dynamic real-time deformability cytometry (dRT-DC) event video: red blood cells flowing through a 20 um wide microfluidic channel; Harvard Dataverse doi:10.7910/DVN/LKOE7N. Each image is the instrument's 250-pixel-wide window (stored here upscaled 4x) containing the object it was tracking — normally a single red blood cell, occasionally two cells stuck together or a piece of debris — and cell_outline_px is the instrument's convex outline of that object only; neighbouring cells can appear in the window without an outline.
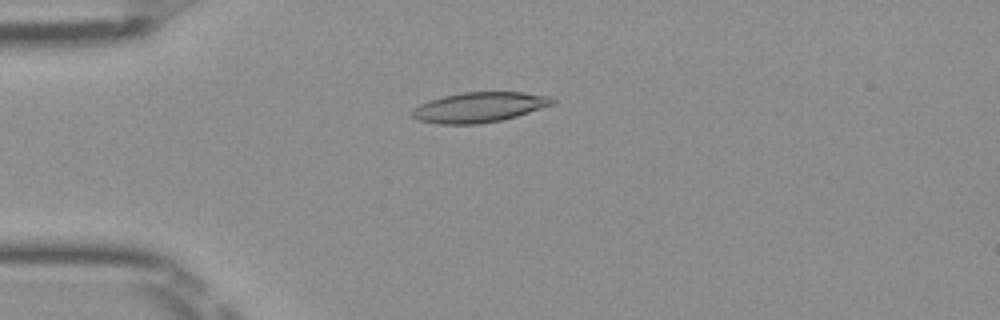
{"species": "Egyptian fruit bat (a non-hibernating species)", "species_latin": "Rousettus aegyptiacus", "temperature_condition": "room temperature", "stored_images_in_passage": 51, "camera_frame_rate_fps": 3000, "um_per_image_px": 0.085, "frame": {"image": 1, "passage_image": 13, "time_ms": 4.0, "image_size_px": [1000, 320], "cell_outline_px": [[556, 104], [516, 116], [500, 120], [476, 124], [440, 124], [416, 120], [412, 116], [412, 108], [428, 100], [444, 96], [464, 92], [520, 92], [548, 96], [556, 100]], "centroid_in_image_um": [40.72, 9.11], "position_along_channel_um": 44.3, "area_um2": 24.57}}
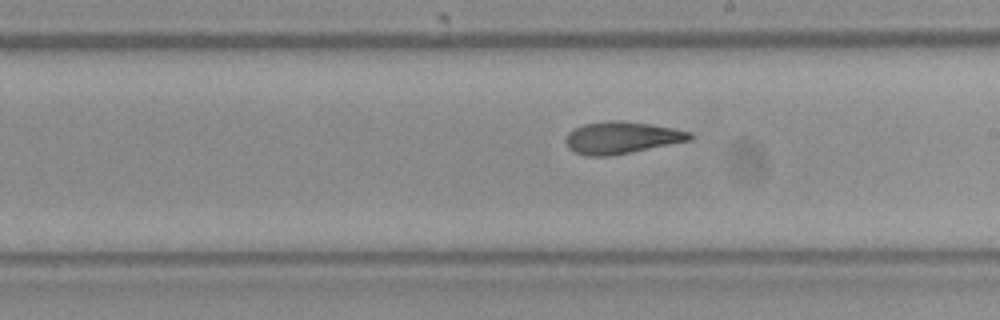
{"frame": {"image": 2, "passage_image": 29, "time_ms": 9.333, "image_size_px": [1000, 320], "cell_outline_px": [[692, 140], [632, 152], [608, 156], [584, 156], [572, 152], [568, 148], [564, 140], [568, 132], [584, 124], [612, 120], [620, 120], [652, 124], [692, 132]], "centroid_in_image_um": [52.82, 11.71], "position_along_channel_um": 236.2, "area_um2": 23.35}}
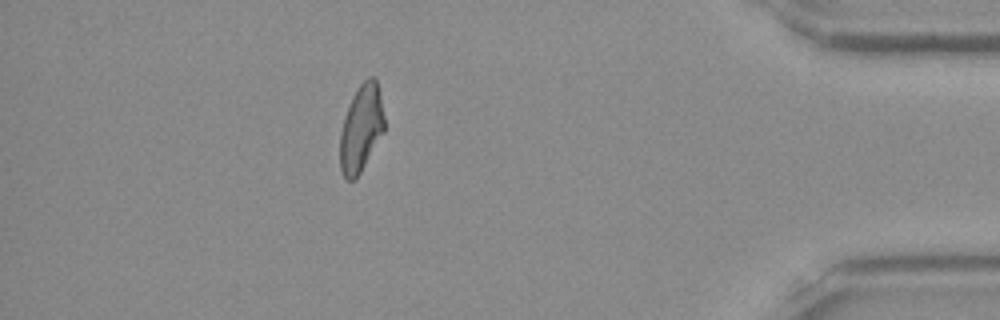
{"frame": {"image": 3, "passage_image": 45, "time_ms": 14.667, "image_size_px": [1000, 320], "cell_outline_px": [[384, 132], [356, 180], [348, 180], [344, 176], [340, 168], [340, 132], [344, 116], [352, 96], [360, 84], [368, 76], [372, 76], [376, 80], [380, 92], [384, 116]], "centroid_in_image_um": [30.7, 10.91], "position_along_channel_um": 404.5, "area_um2": 22.6}, "authors_computed_cell_mechanics": {"area_um2": 23.3512, "velocity_mm_per_s": 4.0027, "shape_relaxation_time_tau1_ms": null, "shape_relaxation_time_tau2_ms": 3.4688, "deformation_change_tau1": null, "deformation_change_tau2": 0.1239}}